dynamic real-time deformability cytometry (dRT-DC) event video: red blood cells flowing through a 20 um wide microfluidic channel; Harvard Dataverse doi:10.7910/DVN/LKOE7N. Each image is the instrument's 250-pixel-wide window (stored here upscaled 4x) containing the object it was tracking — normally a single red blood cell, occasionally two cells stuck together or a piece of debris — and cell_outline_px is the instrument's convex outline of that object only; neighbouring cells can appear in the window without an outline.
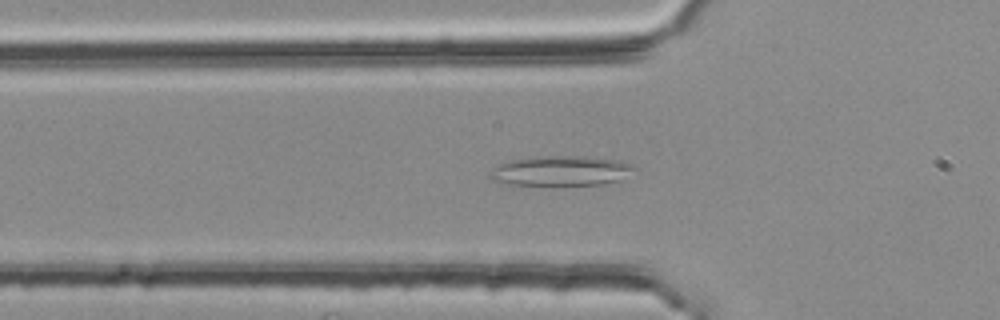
{"species": "common noctule bat (a hibernating species)", "species_latin": "Nyctalus noctula", "temperature_condition": "room temperature", "stored_images_in_passage": 52, "camera_frame_rate_fps": 3000, "um_per_image_px": 0.085, "animal": {"sex": "female", "body_mass_g": 25.1}, "frame": {"image": 1, "passage_image": 17, "time_ms": 5.333, "image_size_px": [1000, 320], "cell_outline_px": [[636, 168], [624, 180], [604, 184], [504, 184], [492, 180], [488, 176], [488, 172], [492, 168], [504, 160], [536, 156], [584, 156], [616, 160], [632, 164]], "centroid_in_image_um": [47.64, 14.5], "position_along_channel_um": 78.2, "area_um2": 25.43}}
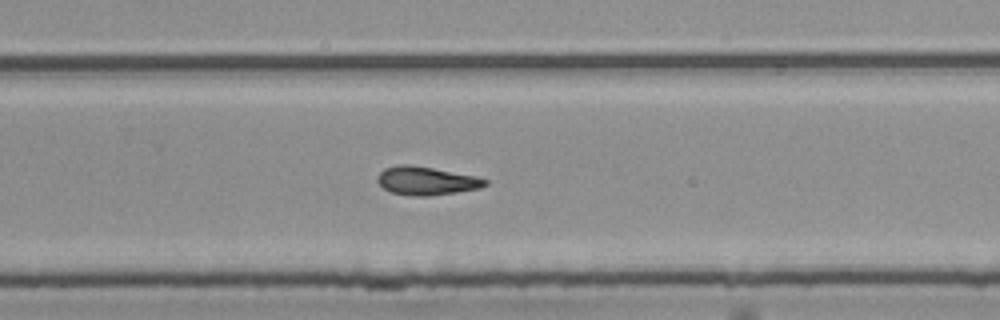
{"frame": {"image": 2, "passage_image": 34, "time_ms": 11.0, "image_size_px": [1000, 320], "cell_outline_px": [[488, 184], [480, 188], [456, 192], [428, 196], [412, 196], [392, 192], [384, 188], [376, 180], [376, 176], [384, 168], [400, 164], [408, 164], [432, 168], [476, 176], [488, 180]], "centroid_in_image_um": [36.23, 15.36], "position_along_channel_um": 293.6, "area_um2": 17.74}}
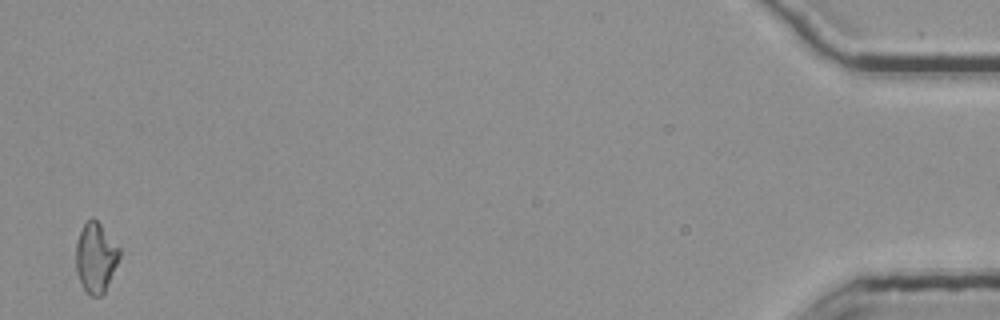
{"frame": {"image": 3, "passage_image": 52, "time_ms": 17.0, "image_size_px": [1000, 320], "cell_outline_px": [[120, 256], [104, 296], [92, 296], [84, 288], [80, 280], [76, 268], [76, 244], [80, 232], [84, 224], [92, 216], [100, 224], [120, 248]], "centroid_in_image_um": [8.15, 21.91], "position_along_channel_um": 427.0, "area_um2": 17.57}, "authors_computed_cell_mechanics": {"area_um2": 17.8891, "velocity_mm_per_s": 3.7956, "shape_relaxation_time_tau1_ms": null, "shape_relaxation_time_tau2_ms": 9.4047, "deformation_change_tau1": null, "deformation_change_tau2": 0.19}}